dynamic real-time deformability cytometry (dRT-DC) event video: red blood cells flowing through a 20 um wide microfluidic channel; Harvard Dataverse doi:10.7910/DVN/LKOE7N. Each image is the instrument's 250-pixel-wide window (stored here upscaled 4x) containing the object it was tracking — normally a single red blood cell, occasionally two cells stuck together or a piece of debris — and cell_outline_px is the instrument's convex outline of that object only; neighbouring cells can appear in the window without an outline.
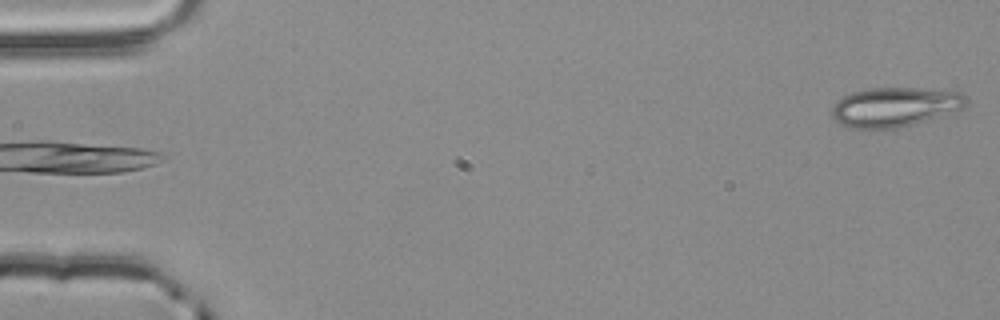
{"species": "common noctule bat (a hibernating species)", "species_latin": "Nyctalus noctula", "temperature_condition": "room temperature", "stored_images_in_passage": 4, "camera_frame_rate_fps": 3000, "um_per_image_px": 0.085, "animal": {"sex": "male", "body_mass_g": 20.4}, "frame": {"image": 1, "passage_image": 4, "time_ms": 1.0, "image_size_px": [1000, 320], "cell_outline_px": [[968, 100], [964, 108], [900, 128], [852, 128], [840, 124], [832, 116], [832, 104], [836, 100], [852, 92], [868, 88], [948, 88], [960, 92]], "centroid_in_image_um": [76.08, 9.06], "position_along_channel_um": 8.9, "area_um2": 31.15}}